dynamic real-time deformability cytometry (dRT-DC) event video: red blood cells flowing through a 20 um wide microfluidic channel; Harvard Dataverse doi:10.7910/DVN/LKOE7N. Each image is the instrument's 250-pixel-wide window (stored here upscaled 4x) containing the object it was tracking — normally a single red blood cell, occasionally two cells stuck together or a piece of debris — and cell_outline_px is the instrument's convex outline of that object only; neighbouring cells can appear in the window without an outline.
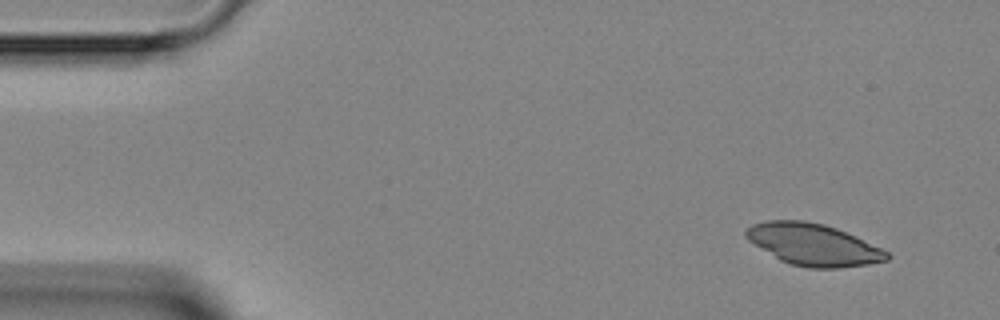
{"species": "Egyptian fruit bat (a non-hibernating species)", "species_latin": "Rousettus aegyptiacus", "temperature_condition": "room temperature", "stored_images_in_passage": 4, "segment_of_instrument_passage": [2, 2], "camera_frame_rate_fps": 3000, "um_per_image_px": 0.085, "animal": {"sex": "female"}, "frame": {"image": 1, "passage_image": 4, "time_ms": 3.333, "image_size_px": [1000, 320], "cell_outline_px": [[892, 256], [888, 260], [868, 264], [840, 268], [808, 268], [792, 264], [780, 260], [748, 240], [744, 236], [744, 232], [752, 224], [768, 220], [804, 220], [824, 224], [836, 228], [856, 236], [888, 252]], "centroid_in_image_um": [69.13, 20.79], "position_along_channel_um": 15.9, "area_um2": 34.22}}